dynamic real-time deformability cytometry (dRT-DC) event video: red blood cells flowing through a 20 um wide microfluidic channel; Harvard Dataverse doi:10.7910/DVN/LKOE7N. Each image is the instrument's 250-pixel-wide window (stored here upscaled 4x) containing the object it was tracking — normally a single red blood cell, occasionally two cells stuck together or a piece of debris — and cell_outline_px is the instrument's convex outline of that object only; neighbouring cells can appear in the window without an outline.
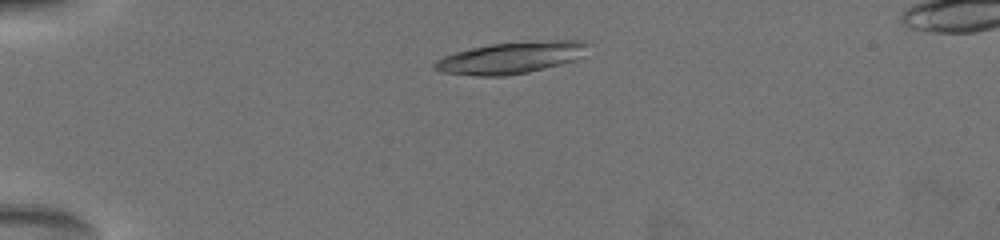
{"species": "common noctule bat (a hibernating species)", "species_latin": "Nyctalus noctula", "temperature_condition": "warm", "stored_images_in_passage": 17, "camera_frame_rate_fps": 3000, "um_per_image_px": 0.085, "animal": {"sex": "female", "body_mass_g": 19.5, "forearm_length_mm": 54.1}, "frame": {"image": 1, "passage_image": 3, "time_ms": 0.667, "image_size_px": [1000, 240], "cell_outline_px": [[588, 44], [572, 60], [528, 72], [504, 76], [476, 76], [444, 72], [432, 68], [432, 64], [436, 60], [444, 56], [456, 52], [472, 48], [492, 44], [552, 40], [584, 40]], "centroid_in_image_um": [43.32, 4.91], "position_along_channel_um": 41.7, "area_um2": 27.46}}
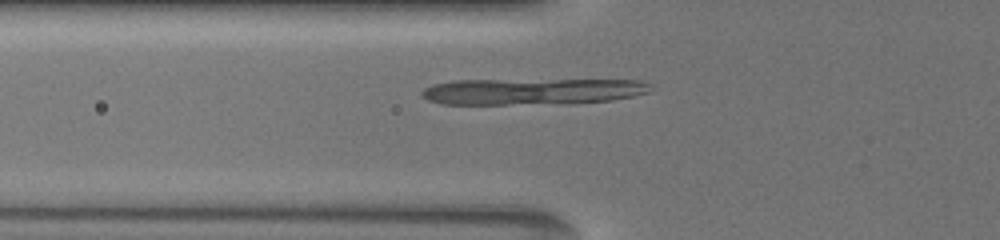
{"frame": {"image": 2, "passage_image": 10, "time_ms": 3.0, "image_size_px": [1000, 240], "cell_outline_px": [[648, 92], [632, 96], [612, 100], [572, 104], [440, 104], [428, 100], [420, 92], [424, 88], [432, 84], [456, 80], [640, 80], [648, 84]], "centroid_in_image_um": [45.2, 7.78], "position_along_channel_um": 80.6, "area_um2": 35.2}}